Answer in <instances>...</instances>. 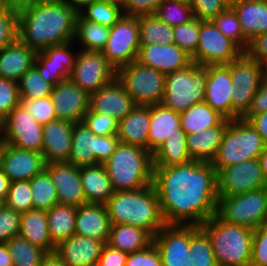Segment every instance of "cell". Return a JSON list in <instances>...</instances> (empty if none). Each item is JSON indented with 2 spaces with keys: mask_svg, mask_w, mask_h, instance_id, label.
Returning <instances> with one entry per match:
<instances>
[{
  "mask_svg": "<svg viewBox=\"0 0 267 266\" xmlns=\"http://www.w3.org/2000/svg\"><path fill=\"white\" fill-rule=\"evenodd\" d=\"M225 119L205 101L189 107L180 113V126L187 135L219 125Z\"/></svg>",
  "mask_w": 267,
  "mask_h": 266,
  "instance_id": "cell-39",
  "label": "cell"
},
{
  "mask_svg": "<svg viewBox=\"0 0 267 266\" xmlns=\"http://www.w3.org/2000/svg\"><path fill=\"white\" fill-rule=\"evenodd\" d=\"M0 266H13V261L6 243L0 244Z\"/></svg>",
  "mask_w": 267,
  "mask_h": 266,
  "instance_id": "cell-64",
  "label": "cell"
},
{
  "mask_svg": "<svg viewBox=\"0 0 267 266\" xmlns=\"http://www.w3.org/2000/svg\"><path fill=\"white\" fill-rule=\"evenodd\" d=\"M248 122L262 137L265 145H267V111L258 115L252 116Z\"/></svg>",
  "mask_w": 267,
  "mask_h": 266,
  "instance_id": "cell-62",
  "label": "cell"
},
{
  "mask_svg": "<svg viewBox=\"0 0 267 266\" xmlns=\"http://www.w3.org/2000/svg\"><path fill=\"white\" fill-rule=\"evenodd\" d=\"M140 45L174 44L173 27L161 21L157 16H139Z\"/></svg>",
  "mask_w": 267,
  "mask_h": 266,
  "instance_id": "cell-40",
  "label": "cell"
},
{
  "mask_svg": "<svg viewBox=\"0 0 267 266\" xmlns=\"http://www.w3.org/2000/svg\"><path fill=\"white\" fill-rule=\"evenodd\" d=\"M37 59V52L19 39L0 51V77L18 83Z\"/></svg>",
  "mask_w": 267,
  "mask_h": 266,
  "instance_id": "cell-29",
  "label": "cell"
},
{
  "mask_svg": "<svg viewBox=\"0 0 267 266\" xmlns=\"http://www.w3.org/2000/svg\"><path fill=\"white\" fill-rule=\"evenodd\" d=\"M50 98L54 105L57 119L81 122L89 110V95L71 79L56 84Z\"/></svg>",
  "mask_w": 267,
  "mask_h": 266,
  "instance_id": "cell-20",
  "label": "cell"
},
{
  "mask_svg": "<svg viewBox=\"0 0 267 266\" xmlns=\"http://www.w3.org/2000/svg\"><path fill=\"white\" fill-rule=\"evenodd\" d=\"M154 15L172 27L189 22L194 18L190 4L176 0H164Z\"/></svg>",
  "mask_w": 267,
  "mask_h": 266,
  "instance_id": "cell-48",
  "label": "cell"
},
{
  "mask_svg": "<svg viewBox=\"0 0 267 266\" xmlns=\"http://www.w3.org/2000/svg\"><path fill=\"white\" fill-rule=\"evenodd\" d=\"M176 1L189 2V0H176Z\"/></svg>",
  "mask_w": 267,
  "mask_h": 266,
  "instance_id": "cell-74",
  "label": "cell"
},
{
  "mask_svg": "<svg viewBox=\"0 0 267 266\" xmlns=\"http://www.w3.org/2000/svg\"><path fill=\"white\" fill-rule=\"evenodd\" d=\"M11 181L9 177L0 169V199L6 201Z\"/></svg>",
  "mask_w": 267,
  "mask_h": 266,
  "instance_id": "cell-63",
  "label": "cell"
},
{
  "mask_svg": "<svg viewBox=\"0 0 267 266\" xmlns=\"http://www.w3.org/2000/svg\"><path fill=\"white\" fill-rule=\"evenodd\" d=\"M126 266H162L161 255L152 243L144 250L128 253Z\"/></svg>",
  "mask_w": 267,
  "mask_h": 266,
  "instance_id": "cell-57",
  "label": "cell"
},
{
  "mask_svg": "<svg viewBox=\"0 0 267 266\" xmlns=\"http://www.w3.org/2000/svg\"><path fill=\"white\" fill-rule=\"evenodd\" d=\"M178 128H181L180 113L162 103L150 105L148 151L153 154L165 142L166 136L178 133Z\"/></svg>",
  "mask_w": 267,
  "mask_h": 266,
  "instance_id": "cell-32",
  "label": "cell"
},
{
  "mask_svg": "<svg viewBox=\"0 0 267 266\" xmlns=\"http://www.w3.org/2000/svg\"><path fill=\"white\" fill-rule=\"evenodd\" d=\"M207 78V66L195 62L181 70L167 73L162 104L181 113L197 103L204 102Z\"/></svg>",
  "mask_w": 267,
  "mask_h": 266,
  "instance_id": "cell-7",
  "label": "cell"
},
{
  "mask_svg": "<svg viewBox=\"0 0 267 266\" xmlns=\"http://www.w3.org/2000/svg\"><path fill=\"white\" fill-rule=\"evenodd\" d=\"M140 47L138 17L123 15L110 27L103 55L116 71L137 59Z\"/></svg>",
  "mask_w": 267,
  "mask_h": 266,
  "instance_id": "cell-12",
  "label": "cell"
},
{
  "mask_svg": "<svg viewBox=\"0 0 267 266\" xmlns=\"http://www.w3.org/2000/svg\"><path fill=\"white\" fill-rule=\"evenodd\" d=\"M4 143L13 147L42 152L43 125L31 116L21 104L2 121Z\"/></svg>",
  "mask_w": 267,
  "mask_h": 266,
  "instance_id": "cell-15",
  "label": "cell"
},
{
  "mask_svg": "<svg viewBox=\"0 0 267 266\" xmlns=\"http://www.w3.org/2000/svg\"><path fill=\"white\" fill-rule=\"evenodd\" d=\"M188 3L191 6L193 17L201 21L214 19L230 6L227 0H189Z\"/></svg>",
  "mask_w": 267,
  "mask_h": 266,
  "instance_id": "cell-54",
  "label": "cell"
},
{
  "mask_svg": "<svg viewBox=\"0 0 267 266\" xmlns=\"http://www.w3.org/2000/svg\"><path fill=\"white\" fill-rule=\"evenodd\" d=\"M211 21L224 36L232 40L243 52L246 51L249 41L244 37L239 18L231 6Z\"/></svg>",
  "mask_w": 267,
  "mask_h": 266,
  "instance_id": "cell-45",
  "label": "cell"
},
{
  "mask_svg": "<svg viewBox=\"0 0 267 266\" xmlns=\"http://www.w3.org/2000/svg\"><path fill=\"white\" fill-rule=\"evenodd\" d=\"M77 54L78 48L74 41L50 46L37 52L34 66L42 77L54 87L56 84L70 79Z\"/></svg>",
  "mask_w": 267,
  "mask_h": 266,
  "instance_id": "cell-17",
  "label": "cell"
},
{
  "mask_svg": "<svg viewBox=\"0 0 267 266\" xmlns=\"http://www.w3.org/2000/svg\"><path fill=\"white\" fill-rule=\"evenodd\" d=\"M208 78L205 102L226 119L232 120V93L234 88L230 69L226 64L207 65Z\"/></svg>",
  "mask_w": 267,
  "mask_h": 266,
  "instance_id": "cell-23",
  "label": "cell"
},
{
  "mask_svg": "<svg viewBox=\"0 0 267 266\" xmlns=\"http://www.w3.org/2000/svg\"><path fill=\"white\" fill-rule=\"evenodd\" d=\"M149 127L150 105H137L118 122L117 137L119 138V142L139 146L148 150Z\"/></svg>",
  "mask_w": 267,
  "mask_h": 266,
  "instance_id": "cell-28",
  "label": "cell"
},
{
  "mask_svg": "<svg viewBox=\"0 0 267 266\" xmlns=\"http://www.w3.org/2000/svg\"><path fill=\"white\" fill-rule=\"evenodd\" d=\"M136 61L165 74L181 70L192 63L191 56L176 44L140 45Z\"/></svg>",
  "mask_w": 267,
  "mask_h": 266,
  "instance_id": "cell-24",
  "label": "cell"
},
{
  "mask_svg": "<svg viewBox=\"0 0 267 266\" xmlns=\"http://www.w3.org/2000/svg\"><path fill=\"white\" fill-rule=\"evenodd\" d=\"M153 243V237L144 229L133 225L111 224L106 244L126 253L144 250Z\"/></svg>",
  "mask_w": 267,
  "mask_h": 266,
  "instance_id": "cell-35",
  "label": "cell"
},
{
  "mask_svg": "<svg viewBox=\"0 0 267 266\" xmlns=\"http://www.w3.org/2000/svg\"><path fill=\"white\" fill-rule=\"evenodd\" d=\"M116 78L137 105L149 106L162 103L166 84L165 73L144 66L135 60L120 67Z\"/></svg>",
  "mask_w": 267,
  "mask_h": 266,
  "instance_id": "cell-9",
  "label": "cell"
},
{
  "mask_svg": "<svg viewBox=\"0 0 267 266\" xmlns=\"http://www.w3.org/2000/svg\"><path fill=\"white\" fill-rule=\"evenodd\" d=\"M86 203L106 204L114 190L103 164L80 167Z\"/></svg>",
  "mask_w": 267,
  "mask_h": 266,
  "instance_id": "cell-33",
  "label": "cell"
},
{
  "mask_svg": "<svg viewBox=\"0 0 267 266\" xmlns=\"http://www.w3.org/2000/svg\"><path fill=\"white\" fill-rule=\"evenodd\" d=\"M230 4L234 1H237V0H227Z\"/></svg>",
  "mask_w": 267,
  "mask_h": 266,
  "instance_id": "cell-73",
  "label": "cell"
},
{
  "mask_svg": "<svg viewBox=\"0 0 267 266\" xmlns=\"http://www.w3.org/2000/svg\"><path fill=\"white\" fill-rule=\"evenodd\" d=\"M20 98L39 99L51 95L53 86L47 82L38 69L33 66L28 69L18 81Z\"/></svg>",
  "mask_w": 267,
  "mask_h": 266,
  "instance_id": "cell-46",
  "label": "cell"
},
{
  "mask_svg": "<svg viewBox=\"0 0 267 266\" xmlns=\"http://www.w3.org/2000/svg\"><path fill=\"white\" fill-rule=\"evenodd\" d=\"M153 186L167 225H195L216 215L217 172L211 162L154 167Z\"/></svg>",
  "mask_w": 267,
  "mask_h": 266,
  "instance_id": "cell-1",
  "label": "cell"
},
{
  "mask_svg": "<svg viewBox=\"0 0 267 266\" xmlns=\"http://www.w3.org/2000/svg\"><path fill=\"white\" fill-rule=\"evenodd\" d=\"M5 202L0 199V209L4 206Z\"/></svg>",
  "mask_w": 267,
  "mask_h": 266,
  "instance_id": "cell-72",
  "label": "cell"
},
{
  "mask_svg": "<svg viewBox=\"0 0 267 266\" xmlns=\"http://www.w3.org/2000/svg\"><path fill=\"white\" fill-rule=\"evenodd\" d=\"M137 104L117 80L89 95V110L107 114L121 121Z\"/></svg>",
  "mask_w": 267,
  "mask_h": 266,
  "instance_id": "cell-21",
  "label": "cell"
},
{
  "mask_svg": "<svg viewBox=\"0 0 267 266\" xmlns=\"http://www.w3.org/2000/svg\"><path fill=\"white\" fill-rule=\"evenodd\" d=\"M201 20L191 19L189 22L173 27L174 44L184 50L191 57L195 54Z\"/></svg>",
  "mask_w": 267,
  "mask_h": 266,
  "instance_id": "cell-49",
  "label": "cell"
},
{
  "mask_svg": "<svg viewBox=\"0 0 267 266\" xmlns=\"http://www.w3.org/2000/svg\"><path fill=\"white\" fill-rule=\"evenodd\" d=\"M243 51L230 39L224 36L209 21H201L198 44L192 62L201 66L229 64L237 59Z\"/></svg>",
  "mask_w": 267,
  "mask_h": 266,
  "instance_id": "cell-14",
  "label": "cell"
},
{
  "mask_svg": "<svg viewBox=\"0 0 267 266\" xmlns=\"http://www.w3.org/2000/svg\"><path fill=\"white\" fill-rule=\"evenodd\" d=\"M267 187L258 159L224 167L217 172L218 196H235Z\"/></svg>",
  "mask_w": 267,
  "mask_h": 266,
  "instance_id": "cell-16",
  "label": "cell"
},
{
  "mask_svg": "<svg viewBox=\"0 0 267 266\" xmlns=\"http://www.w3.org/2000/svg\"><path fill=\"white\" fill-rule=\"evenodd\" d=\"M20 104L42 125L57 119L50 96L39 99L21 98Z\"/></svg>",
  "mask_w": 267,
  "mask_h": 266,
  "instance_id": "cell-51",
  "label": "cell"
},
{
  "mask_svg": "<svg viewBox=\"0 0 267 266\" xmlns=\"http://www.w3.org/2000/svg\"><path fill=\"white\" fill-rule=\"evenodd\" d=\"M20 101L18 83L0 77V121H3L16 106L20 105Z\"/></svg>",
  "mask_w": 267,
  "mask_h": 266,
  "instance_id": "cell-53",
  "label": "cell"
},
{
  "mask_svg": "<svg viewBox=\"0 0 267 266\" xmlns=\"http://www.w3.org/2000/svg\"><path fill=\"white\" fill-rule=\"evenodd\" d=\"M111 227L106 205L85 203L76 210L75 234L107 243Z\"/></svg>",
  "mask_w": 267,
  "mask_h": 266,
  "instance_id": "cell-27",
  "label": "cell"
},
{
  "mask_svg": "<svg viewBox=\"0 0 267 266\" xmlns=\"http://www.w3.org/2000/svg\"><path fill=\"white\" fill-rule=\"evenodd\" d=\"M245 53L267 68V32L255 36L250 42Z\"/></svg>",
  "mask_w": 267,
  "mask_h": 266,
  "instance_id": "cell-59",
  "label": "cell"
},
{
  "mask_svg": "<svg viewBox=\"0 0 267 266\" xmlns=\"http://www.w3.org/2000/svg\"><path fill=\"white\" fill-rule=\"evenodd\" d=\"M76 210V206L58 203L46 211L51 241L55 246L75 235Z\"/></svg>",
  "mask_w": 267,
  "mask_h": 266,
  "instance_id": "cell-37",
  "label": "cell"
},
{
  "mask_svg": "<svg viewBox=\"0 0 267 266\" xmlns=\"http://www.w3.org/2000/svg\"><path fill=\"white\" fill-rule=\"evenodd\" d=\"M33 209L49 211L58 204L57 190L49 173L44 170L30 180Z\"/></svg>",
  "mask_w": 267,
  "mask_h": 266,
  "instance_id": "cell-43",
  "label": "cell"
},
{
  "mask_svg": "<svg viewBox=\"0 0 267 266\" xmlns=\"http://www.w3.org/2000/svg\"><path fill=\"white\" fill-rule=\"evenodd\" d=\"M25 3H27V0H0V4H8V5H14V6H22Z\"/></svg>",
  "mask_w": 267,
  "mask_h": 266,
  "instance_id": "cell-68",
  "label": "cell"
},
{
  "mask_svg": "<svg viewBox=\"0 0 267 266\" xmlns=\"http://www.w3.org/2000/svg\"><path fill=\"white\" fill-rule=\"evenodd\" d=\"M267 111V75L265 74L258 91L252 99V103L248 112L242 117L248 121L252 116L264 113Z\"/></svg>",
  "mask_w": 267,
  "mask_h": 266,
  "instance_id": "cell-60",
  "label": "cell"
},
{
  "mask_svg": "<svg viewBox=\"0 0 267 266\" xmlns=\"http://www.w3.org/2000/svg\"><path fill=\"white\" fill-rule=\"evenodd\" d=\"M19 235L47 253H54L55 245L51 241L46 211L32 209L21 214Z\"/></svg>",
  "mask_w": 267,
  "mask_h": 266,
  "instance_id": "cell-34",
  "label": "cell"
},
{
  "mask_svg": "<svg viewBox=\"0 0 267 266\" xmlns=\"http://www.w3.org/2000/svg\"><path fill=\"white\" fill-rule=\"evenodd\" d=\"M228 124L229 119L225 118L217 126L187 135V149L191 160L212 162L218 152Z\"/></svg>",
  "mask_w": 267,
  "mask_h": 266,
  "instance_id": "cell-30",
  "label": "cell"
},
{
  "mask_svg": "<svg viewBox=\"0 0 267 266\" xmlns=\"http://www.w3.org/2000/svg\"><path fill=\"white\" fill-rule=\"evenodd\" d=\"M216 215L227 223L253 230L267 224V187L235 196H218Z\"/></svg>",
  "mask_w": 267,
  "mask_h": 266,
  "instance_id": "cell-8",
  "label": "cell"
},
{
  "mask_svg": "<svg viewBox=\"0 0 267 266\" xmlns=\"http://www.w3.org/2000/svg\"><path fill=\"white\" fill-rule=\"evenodd\" d=\"M77 12L81 11L86 5L94 0H65Z\"/></svg>",
  "mask_w": 267,
  "mask_h": 266,
  "instance_id": "cell-66",
  "label": "cell"
},
{
  "mask_svg": "<svg viewBox=\"0 0 267 266\" xmlns=\"http://www.w3.org/2000/svg\"><path fill=\"white\" fill-rule=\"evenodd\" d=\"M111 224L133 225L154 237L166 224L153 185L114 192L105 204Z\"/></svg>",
  "mask_w": 267,
  "mask_h": 266,
  "instance_id": "cell-3",
  "label": "cell"
},
{
  "mask_svg": "<svg viewBox=\"0 0 267 266\" xmlns=\"http://www.w3.org/2000/svg\"><path fill=\"white\" fill-rule=\"evenodd\" d=\"M230 69L232 88V120L242 118L250 109L252 99L265 75V68L243 52L226 64Z\"/></svg>",
  "mask_w": 267,
  "mask_h": 266,
  "instance_id": "cell-10",
  "label": "cell"
},
{
  "mask_svg": "<svg viewBox=\"0 0 267 266\" xmlns=\"http://www.w3.org/2000/svg\"><path fill=\"white\" fill-rule=\"evenodd\" d=\"M230 6L236 12L242 33L249 42L267 32V0H237Z\"/></svg>",
  "mask_w": 267,
  "mask_h": 266,
  "instance_id": "cell-31",
  "label": "cell"
},
{
  "mask_svg": "<svg viewBox=\"0 0 267 266\" xmlns=\"http://www.w3.org/2000/svg\"><path fill=\"white\" fill-rule=\"evenodd\" d=\"M84 19L112 27L124 15L122 5L110 0H94L78 12Z\"/></svg>",
  "mask_w": 267,
  "mask_h": 266,
  "instance_id": "cell-42",
  "label": "cell"
},
{
  "mask_svg": "<svg viewBox=\"0 0 267 266\" xmlns=\"http://www.w3.org/2000/svg\"><path fill=\"white\" fill-rule=\"evenodd\" d=\"M6 246L11 255L13 266H40L43 258L48 254L20 235L7 241Z\"/></svg>",
  "mask_w": 267,
  "mask_h": 266,
  "instance_id": "cell-41",
  "label": "cell"
},
{
  "mask_svg": "<svg viewBox=\"0 0 267 266\" xmlns=\"http://www.w3.org/2000/svg\"><path fill=\"white\" fill-rule=\"evenodd\" d=\"M3 144H4L3 122L0 121V151L2 149Z\"/></svg>",
  "mask_w": 267,
  "mask_h": 266,
  "instance_id": "cell-69",
  "label": "cell"
},
{
  "mask_svg": "<svg viewBox=\"0 0 267 266\" xmlns=\"http://www.w3.org/2000/svg\"><path fill=\"white\" fill-rule=\"evenodd\" d=\"M18 7L0 4V51L19 39Z\"/></svg>",
  "mask_w": 267,
  "mask_h": 266,
  "instance_id": "cell-47",
  "label": "cell"
},
{
  "mask_svg": "<svg viewBox=\"0 0 267 266\" xmlns=\"http://www.w3.org/2000/svg\"><path fill=\"white\" fill-rule=\"evenodd\" d=\"M106 243L81 235H74L55 246L54 253L66 266H97Z\"/></svg>",
  "mask_w": 267,
  "mask_h": 266,
  "instance_id": "cell-25",
  "label": "cell"
},
{
  "mask_svg": "<svg viewBox=\"0 0 267 266\" xmlns=\"http://www.w3.org/2000/svg\"><path fill=\"white\" fill-rule=\"evenodd\" d=\"M63 0H27V2H57Z\"/></svg>",
  "mask_w": 267,
  "mask_h": 266,
  "instance_id": "cell-70",
  "label": "cell"
},
{
  "mask_svg": "<svg viewBox=\"0 0 267 266\" xmlns=\"http://www.w3.org/2000/svg\"><path fill=\"white\" fill-rule=\"evenodd\" d=\"M250 266H267V224L253 231Z\"/></svg>",
  "mask_w": 267,
  "mask_h": 266,
  "instance_id": "cell-56",
  "label": "cell"
},
{
  "mask_svg": "<svg viewBox=\"0 0 267 266\" xmlns=\"http://www.w3.org/2000/svg\"><path fill=\"white\" fill-rule=\"evenodd\" d=\"M55 185L58 203L79 207L86 203L80 179V167L68 162H53L46 164Z\"/></svg>",
  "mask_w": 267,
  "mask_h": 266,
  "instance_id": "cell-22",
  "label": "cell"
},
{
  "mask_svg": "<svg viewBox=\"0 0 267 266\" xmlns=\"http://www.w3.org/2000/svg\"><path fill=\"white\" fill-rule=\"evenodd\" d=\"M45 167L46 162L42 153L3 144L0 151V169L11 182L30 181L43 172Z\"/></svg>",
  "mask_w": 267,
  "mask_h": 266,
  "instance_id": "cell-19",
  "label": "cell"
},
{
  "mask_svg": "<svg viewBox=\"0 0 267 266\" xmlns=\"http://www.w3.org/2000/svg\"><path fill=\"white\" fill-rule=\"evenodd\" d=\"M187 134L182 128L166 136L165 142L152 154L153 167H168L191 161L187 149Z\"/></svg>",
  "mask_w": 267,
  "mask_h": 266,
  "instance_id": "cell-36",
  "label": "cell"
},
{
  "mask_svg": "<svg viewBox=\"0 0 267 266\" xmlns=\"http://www.w3.org/2000/svg\"><path fill=\"white\" fill-rule=\"evenodd\" d=\"M191 266H217L211 242L199 227L190 225Z\"/></svg>",
  "mask_w": 267,
  "mask_h": 266,
  "instance_id": "cell-44",
  "label": "cell"
},
{
  "mask_svg": "<svg viewBox=\"0 0 267 266\" xmlns=\"http://www.w3.org/2000/svg\"><path fill=\"white\" fill-rule=\"evenodd\" d=\"M209 237L217 266H250L253 229L212 216L199 226Z\"/></svg>",
  "mask_w": 267,
  "mask_h": 266,
  "instance_id": "cell-5",
  "label": "cell"
},
{
  "mask_svg": "<svg viewBox=\"0 0 267 266\" xmlns=\"http://www.w3.org/2000/svg\"><path fill=\"white\" fill-rule=\"evenodd\" d=\"M40 266H66L55 253H48Z\"/></svg>",
  "mask_w": 267,
  "mask_h": 266,
  "instance_id": "cell-65",
  "label": "cell"
},
{
  "mask_svg": "<svg viewBox=\"0 0 267 266\" xmlns=\"http://www.w3.org/2000/svg\"><path fill=\"white\" fill-rule=\"evenodd\" d=\"M118 144L117 135H95L82 121L75 122L71 152L67 162L76 167L104 164Z\"/></svg>",
  "mask_w": 267,
  "mask_h": 266,
  "instance_id": "cell-11",
  "label": "cell"
},
{
  "mask_svg": "<svg viewBox=\"0 0 267 266\" xmlns=\"http://www.w3.org/2000/svg\"><path fill=\"white\" fill-rule=\"evenodd\" d=\"M128 253L105 244L97 266H126Z\"/></svg>",
  "mask_w": 267,
  "mask_h": 266,
  "instance_id": "cell-61",
  "label": "cell"
},
{
  "mask_svg": "<svg viewBox=\"0 0 267 266\" xmlns=\"http://www.w3.org/2000/svg\"><path fill=\"white\" fill-rule=\"evenodd\" d=\"M21 214L7 207L0 209V244L6 243L20 233Z\"/></svg>",
  "mask_w": 267,
  "mask_h": 266,
  "instance_id": "cell-55",
  "label": "cell"
},
{
  "mask_svg": "<svg viewBox=\"0 0 267 266\" xmlns=\"http://www.w3.org/2000/svg\"><path fill=\"white\" fill-rule=\"evenodd\" d=\"M265 143L255 128L242 118L229 120L218 152L211 162L215 171L240 164L250 159H258Z\"/></svg>",
  "mask_w": 267,
  "mask_h": 266,
  "instance_id": "cell-6",
  "label": "cell"
},
{
  "mask_svg": "<svg viewBox=\"0 0 267 266\" xmlns=\"http://www.w3.org/2000/svg\"><path fill=\"white\" fill-rule=\"evenodd\" d=\"M82 122L95 135H117L118 132V121L107 114L88 110L84 115Z\"/></svg>",
  "mask_w": 267,
  "mask_h": 266,
  "instance_id": "cell-52",
  "label": "cell"
},
{
  "mask_svg": "<svg viewBox=\"0 0 267 266\" xmlns=\"http://www.w3.org/2000/svg\"><path fill=\"white\" fill-rule=\"evenodd\" d=\"M117 71L102 51L78 49L70 79L88 95L116 79Z\"/></svg>",
  "mask_w": 267,
  "mask_h": 266,
  "instance_id": "cell-13",
  "label": "cell"
},
{
  "mask_svg": "<svg viewBox=\"0 0 267 266\" xmlns=\"http://www.w3.org/2000/svg\"><path fill=\"white\" fill-rule=\"evenodd\" d=\"M19 40L36 52L74 40L78 12L65 0L18 7Z\"/></svg>",
  "mask_w": 267,
  "mask_h": 266,
  "instance_id": "cell-2",
  "label": "cell"
},
{
  "mask_svg": "<svg viewBox=\"0 0 267 266\" xmlns=\"http://www.w3.org/2000/svg\"><path fill=\"white\" fill-rule=\"evenodd\" d=\"M109 32L110 27L88 21L78 13L73 41L78 49L102 51L106 46Z\"/></svg>",
  "mask_w": 267,
  "mask_h": 266,
  "instance_id": "cell-38",
  "label": "cell"
},
{
  "mask_svg": "<svg viewBox=\"0 0 267 266\" xmlns=\"http://www.w3.org/2000/svg\"><path fill=\"white\" fill-rule=\"evenodd\" d=\"M110 1L120 4V5H123L126 2V0H110Z\"/></svg>",
  "mask_w": 267,
  "mask_h": 266,
  "instance_id": "cell-71",
  "label": "cell"
},
{
  "mask_svg": "<svg viewBox=\"0 0 267 266\" xmlns=\"http://www.w3.org/2000/svg\"><path fill=\"white\" fill-rule=\"evenodd\" d=\"M260 166L263 171V175L267 181V145H265L263 152L258 158Z\"/></svg>",
  "mask_w": 267,
  "mask_h": 266,
  "instance_id": "cell-67",
  "label": "cell"
},
{
  "mask_svg": "<svg viewBox=\"0 0 267 266\" xmlns=\"http://www.w3.org/2000/svg\"><path fill=\"white\" fill-rule=\"evenodd\" d=\"M30 181L11 182L5 205L19 214L33 209Z\"/></svg>",
  "mask_w": 267,
  "mask_h": 266,
  "instance_id": "cell-50",
  "label": "cell"
},
{
  "mask_svg": "<svg viewBox=\"0 0 267 266\" xmlns=\"http://www.w3.org/2000/svg\"><path fill=\"white\" fill-rule=\"evenodd\" d=\"M74 123L56 119L43 125L42 154L46 164L67 162L71 152Z\"/></svg>",
  "mask_w": 267,
  "mask_h": 266,
  "instance_id": "cell-26",
  "label": "cell"
},
{
  "mask_svg": "<svg viewBox=\"0 0 267 266\" xmlns=\"http://www.w3.org/2000/svg\"><path fill=\"white\" fill-rule=\"evenodd\" d=\"M103 165L114 192L153 185V156L145 148L119 142Z\"/></svg>",
  "mask_w": 267,
  "mask_h": 266,
  "instance_id": "cell-4",
  "label": "cell"
},
{
  "mask_svg": "<svg viewBox=\"0 0 267 266\" xmlns=\"http://www.w3.org/2000/svg\"><path fill=\"white\" fill-rule=\"evenodd\" d=\"M162 266H191L190 225H165L154 237Z\"/></svg>",
  "mask_w": 267,
  "mask_h": 266,
  "instance_id": "cell-18",
  "label": "cell"
},
{
  "mask_svg": "<svg viewBox=\"0 0 267 266\" xmlns=\"http://www.w3.org/2000/svg\"><path fill=\"white\" fill-rule=\"evenodd\" d=\"M164 0H126L122 5L126 16H147L155 14L156 10Z\"/></svg>",
  "mask_w": 267,
  "mask_h": 266,
  "instance_id": "cell-58",
  "label": "cell"
}]
</instances>
